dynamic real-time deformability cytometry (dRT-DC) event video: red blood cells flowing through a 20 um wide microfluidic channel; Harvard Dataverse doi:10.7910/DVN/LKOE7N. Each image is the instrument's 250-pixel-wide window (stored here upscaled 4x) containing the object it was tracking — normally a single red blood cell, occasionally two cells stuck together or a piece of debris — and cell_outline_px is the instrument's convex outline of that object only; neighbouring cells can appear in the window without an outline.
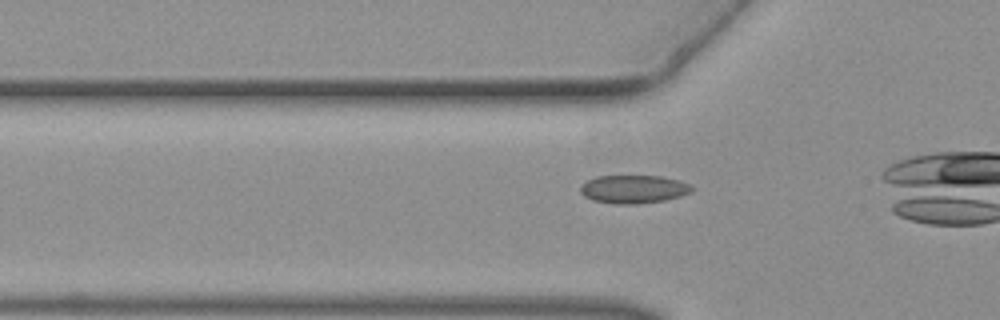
{"species": "common noctule bat (a hibernating species)", "species_latin": "Nyctalus noctula", "temperature_condition": "warm", "stored_images_in_passage": 10, "camera_frame_rate_fps": 3000, "um_per_image_px": 0.085, "animal": {"sex": "female", "body_mass_g": 19.3, "forearm_length_mm": 54.1}, "frame": {"image": 1, "passage_image": 7, "time_ms": 2.0, "image_size_px": [1000, 320], "cell_outline_px": [[696, 188], [692, 192], [680, 196], [664, 200], [636, 204], [616, 204], [592, 200], [584, 196], [580, 192], [580, 188], [588, 180], [596, 176], [660, 176], [692, 184]], "centroid_in_image_um": [53.89, 16.08], "position_along_channel_um": 71.9, "area_um2": 18.32}}